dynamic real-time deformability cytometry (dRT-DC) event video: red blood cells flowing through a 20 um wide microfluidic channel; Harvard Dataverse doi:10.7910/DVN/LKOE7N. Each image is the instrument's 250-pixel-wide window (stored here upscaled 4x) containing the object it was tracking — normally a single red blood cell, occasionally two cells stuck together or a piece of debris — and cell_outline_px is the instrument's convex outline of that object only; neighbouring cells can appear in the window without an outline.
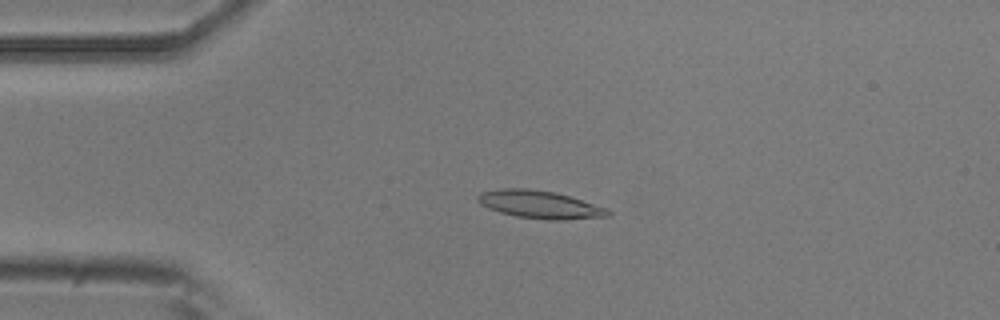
{"species": "common noctule bat (a hibernating species)", "species_latin": "Nyctalus noctula", "temperature_condition": "room temperature", "stored_images_in_passage": 52, "camera_frame_rate_fps": 3000, "um_per_image_px": 0.085, "animal": {"sex": "male", "body_mass_g": 20.5, "forearm_length_mm": 52.5}, "frame": {"image": 1, "passage_image": 12, "time_ms": 3.667, "image_size_px": [1000, 320], "cell_outline_px": [[612, 216], [564, 220], [548, 220], [516, 216], [500, 212], [488, 208], [480, 204], [476, 200], [476, 196], [480, 192], [500, 188], [524, 188], [552, 192], [568, 196], [608, 208], [612, 212]], "centroid_in_image_um": [45.88, 17.39], "position_along_channel_um": 39.1, "area_um2": 21.15}}
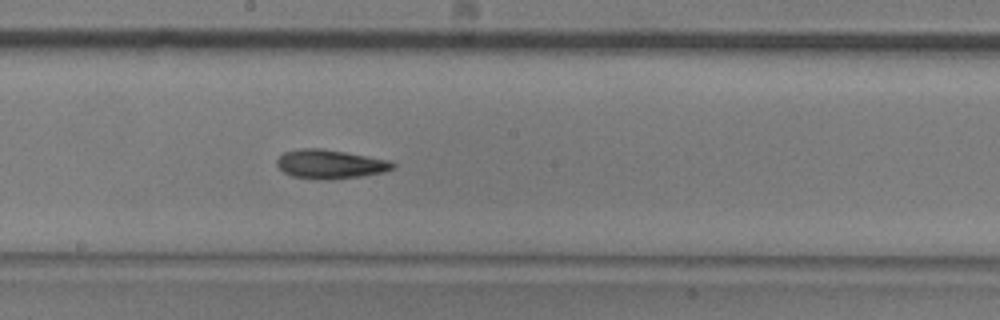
{"frame": {"image": 2, "passage_image": 28, "time_ms": 9.0, "image_size_px": [1000, 320], "cell_outline_px": [[396, 168], [384, 172], [360, 176], [328, 180], [320, 180], [292, 176], [284, 172], [276, 164], [276, 160], [284, 152], [300, 148], [320, 148], [344, 152], [388, 160], [396, 164]], "centroid_in_image_um": [28.05, 13.96], "position_along_channel_um": 220.1, "area_um2": 19.54}}
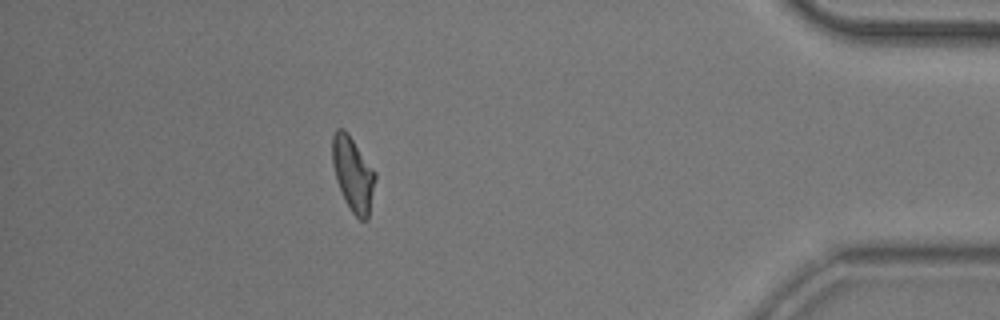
{"frame": {"image": 3, "passage_image": 46, "time_ms": 15.0, "image_size_px": [1000, 320], "cell_outline_px": [[376, 180], [368, 220], [360, 220], [352, 212], [336, 180], [332, 164], [332, 136], [336, 128], [344, 128], [348, 132], [376, 172]], "centroid_in_image_um": [30.01, 14.75], "position_along_channel_um": 405.2, "area_um2": 18.67}, "authors_computed_cell_mechanics": {"area_um2": 19.1607, "velocity_mm_per_s": 3.8997, "shape_relaxation_time_tau1_ms": 7.3317, "shape_relaxation_time_tau2_ms": 3.2916, "deformation_change_tau1": 0.2076, "deformation_change_tau2": 0.1082}}